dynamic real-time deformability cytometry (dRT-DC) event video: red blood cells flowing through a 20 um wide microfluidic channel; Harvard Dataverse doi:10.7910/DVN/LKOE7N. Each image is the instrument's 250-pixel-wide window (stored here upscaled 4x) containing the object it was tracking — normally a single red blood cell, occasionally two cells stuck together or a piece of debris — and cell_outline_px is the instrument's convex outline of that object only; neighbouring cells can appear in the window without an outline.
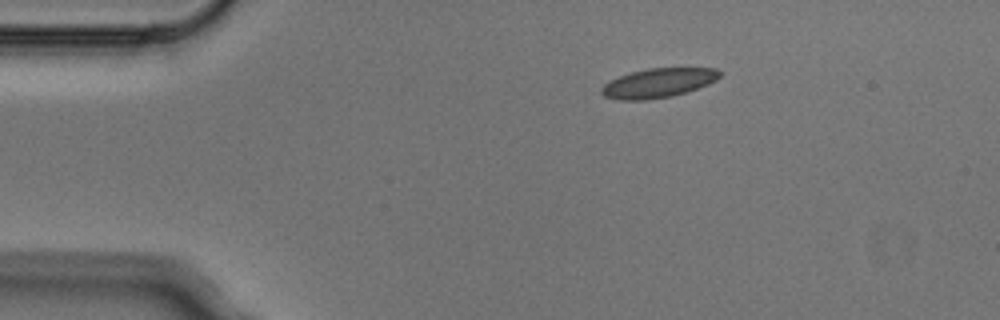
{"species": "Egyptian fruit bat (a non-hibernating species)", "species_latin": "Rousettus aegyptiacus", "temperature_condition": "cold", "stored_images_in_passage": 2, "camera_frame_rate_fps": 3000, "um_per_image_px": 0.085, "animal": {"sex": "male"}, "frame": {"image": 1, "passage_image": 2, "time_ms": 0.333, "image_size_px": [1000, 320], "cell_outline_px": [[724, 72], [716, 80], [708, 84], [672, 96], [648, 100], [620, 100], [604, 96], [600, 92], [600, 88], [608, 80], [632, 72], [648, 68], [716, 68]], "centroid_in_image_um": [55.94, 7.05], "position_along_channel_um": 29.1, "area_um2": 20.23}}